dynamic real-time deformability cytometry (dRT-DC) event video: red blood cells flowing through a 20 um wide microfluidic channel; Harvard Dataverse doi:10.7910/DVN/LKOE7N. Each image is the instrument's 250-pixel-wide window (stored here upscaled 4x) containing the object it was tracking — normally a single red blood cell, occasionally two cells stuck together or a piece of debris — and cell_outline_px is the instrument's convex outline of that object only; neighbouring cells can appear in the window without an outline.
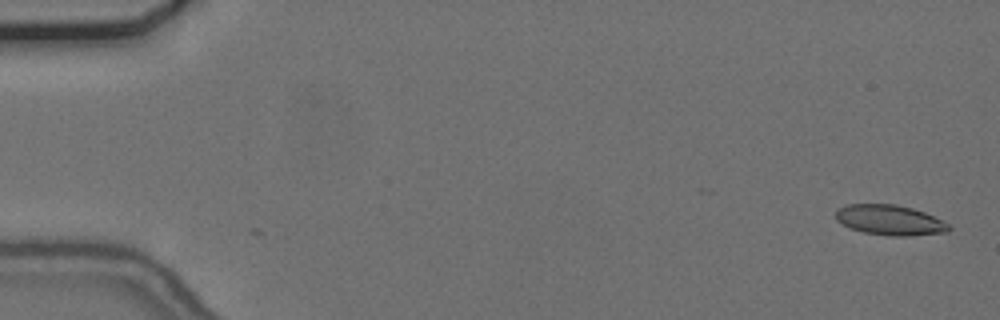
{"species": "common noctule bat (a hibernating species)", "species_latin": "Nyctalus noctula", "temperature_condition": "cold", "stored_images_in_passage": 47, "camera_frame_rate_fps": 3000, "um_per_image_px": 0.085, "animal": {"sex": "female", "body_mass_g": 24.6, "forearm_length_mm": 56.2}, "frame": {"image": 1, "passage_image": 2, "time_ms": 0.333, "image_size_px": [1000, 320], "cell_outline_px": [[952, 228], [948, 232], [908, 236], [888, 236], [864, 232], [852, 228], [836, 220], [836, 212], [840, 208], [848, 204], [896, 204], [912, 208], [924, 212], [948, 224]], "centroid_in_image_um": [75.65, 18.71], "position_along_channel_um": 9.3, "area_um2": 19.71}}
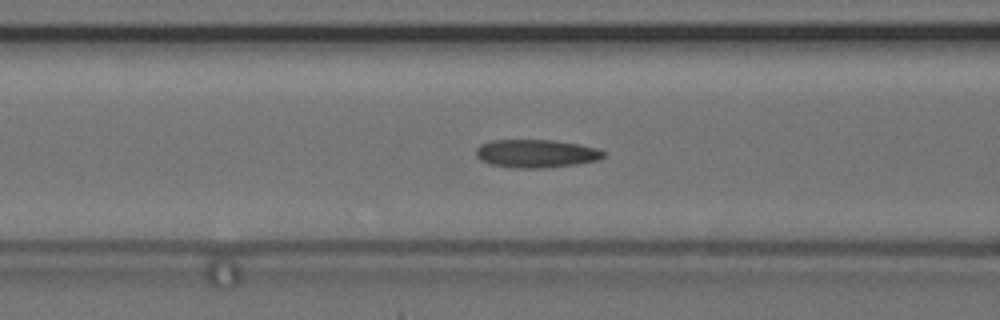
{"frame": {"image": 2, "passage_image": 23, "time_ms": 7.333, "image_size_px": [1000, 320], "cell_outline_px": [[608, 152], [600, 160], [580, 164], [544, 168], [512, 168], [492, 164], [480, 160], [476, 156], [476, 148], [480, 144], [492, 140], [552, 140], [580, 144], [600, 148]], "centroid_in_image_um": [45.64, 13.05], "position_along_channel_um": 121.0, "area_um2": 21.33}}
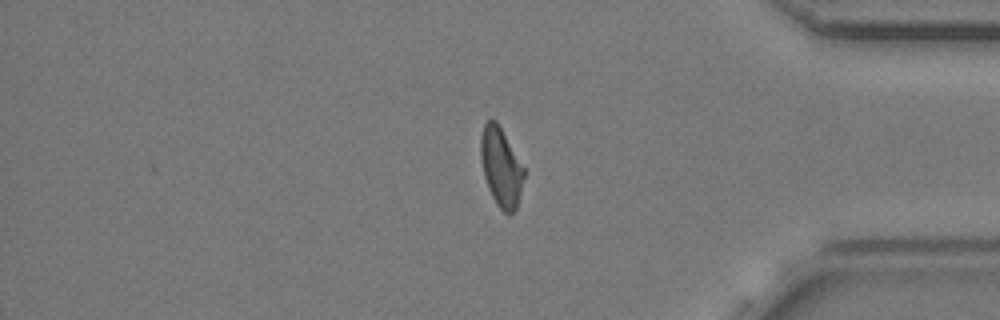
{"frame": {"image": 3, "passage_image": 47, "time_ms": 15.333, "image_size_px": [1000, 320], "cell_outline_px": [[524, 176], [516, 208], [512, 212], [504, 212], [496, 204], [488, 188], [484, 176], [480, 156], [480, 136], [484, 124], [488, 120], [496, 120], [524, 168]], "centroid_in_image_um": [42.56, 14.18], "position_along_channel_um": 392.6, "area_um2": 19.48}, "authors_computed_cell_mechanics": {"area_um2": 20.5768, "velocity_mm_per_s": 3.6887, "shape_relaxation_time_tau1_ms": null, "shape_relaxation_time_tau2_ms": 1.6372, "deformation_change_tau1": null, "deformation_change_tau2": 0.078}}